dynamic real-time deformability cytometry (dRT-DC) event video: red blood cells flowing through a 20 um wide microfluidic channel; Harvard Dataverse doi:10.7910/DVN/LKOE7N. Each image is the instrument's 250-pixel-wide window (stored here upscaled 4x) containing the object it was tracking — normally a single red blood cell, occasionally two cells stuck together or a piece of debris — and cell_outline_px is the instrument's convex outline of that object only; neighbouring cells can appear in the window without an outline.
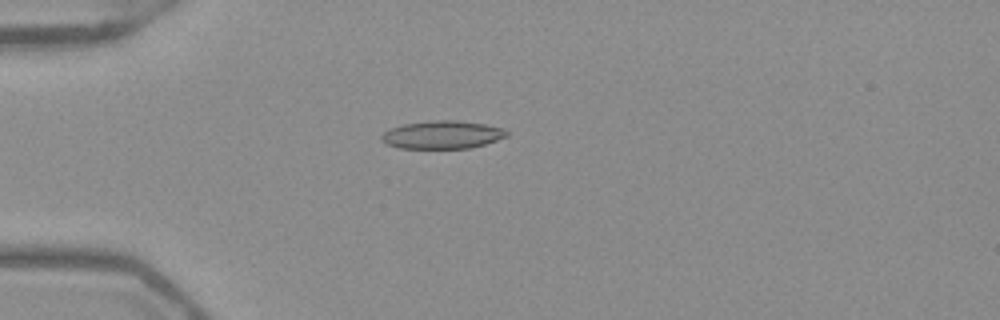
{"species": "Egyptian fruit bat (a non-hibernating species)", "species_latin": "Rousettus aegyptiacus", "temperature_condition": "warm", "stored_images_in_passage": 52, "camera_frame_rate_fps": 3000, "um_per_image_px": 0.085, "frame": {"image": 1, "passage_image": 15, "time_ms": 4.667, "image_size_px": [1000, 320], "cell_outline_px": [[508, 136], [484, 144], [468, 148], [400, 148], [388, 144], [380, 140], [380, 136], [384, 132], [392, 128], [404, 124], [432, 120], [456, 120], [484, 124], [504, 128], [508, 132]], "centroid_in_image_um": [37.6, 11.45], "position_along_channel_um": 47.4, "area_um2": 20.29}}
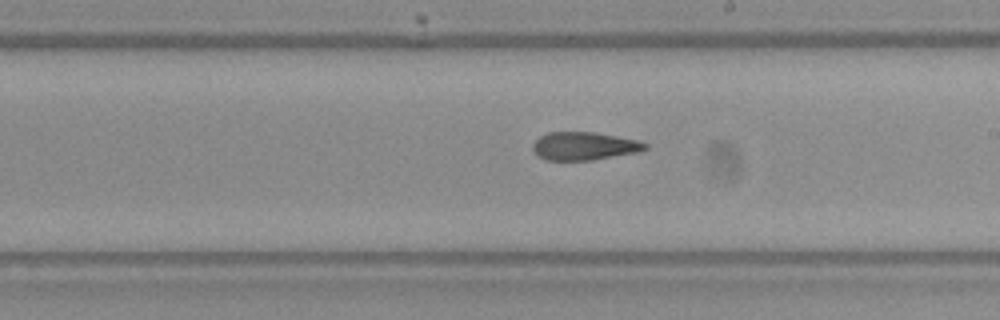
{"frame": {"image": 2, "passage_image": 31, "time_ms": 10.0, "image_size_px": [1000, 320], "cell_outline_px": [[648, 148], [640, 152], [592, 160], [544, 160], [536, 156], [532, 152], [532, 144], [540, 136], [548, 132], [596, 132], [640, 140], [648, 144]], "centroid_in_image_um": [49.66, 12.42], "position_along_channel_um": 239.3, "area_um2": 18.79}}
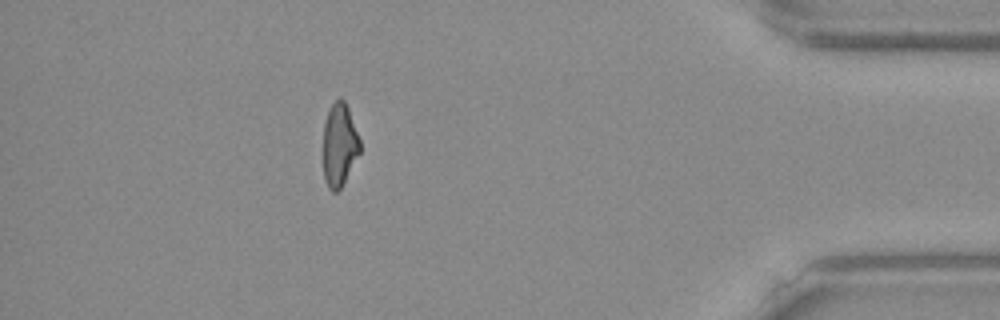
{"frame": {"image": 3, "passage_image": 47, "time_ms": 15.333, "image_size_px": [1000, 320], "cell_outline_px": [[360, 152], [340, 188], [336, 192], [332, 192], [328, 188], [324, 180], [324, 124], [328, 112], [332, 104], [340, 96], [344, 100], [348, 108], [360, 140]], "centroid_in_image_um": [28.85, 12.31], "position_along_channel_um": 406.4, "area_um2": 17.51}, "authors_computed_cell_mechanics": {"area_um2": 19.3052, "velocity_mm_per_s": 3.9598, "shape_relaxation_time_tau1_ms": 10.809, "shape_relaxation_time_tau2_ms": 3.4701, "deformation_change_tau1": 0.267, "deformation_change_tau2": 0.1374}}